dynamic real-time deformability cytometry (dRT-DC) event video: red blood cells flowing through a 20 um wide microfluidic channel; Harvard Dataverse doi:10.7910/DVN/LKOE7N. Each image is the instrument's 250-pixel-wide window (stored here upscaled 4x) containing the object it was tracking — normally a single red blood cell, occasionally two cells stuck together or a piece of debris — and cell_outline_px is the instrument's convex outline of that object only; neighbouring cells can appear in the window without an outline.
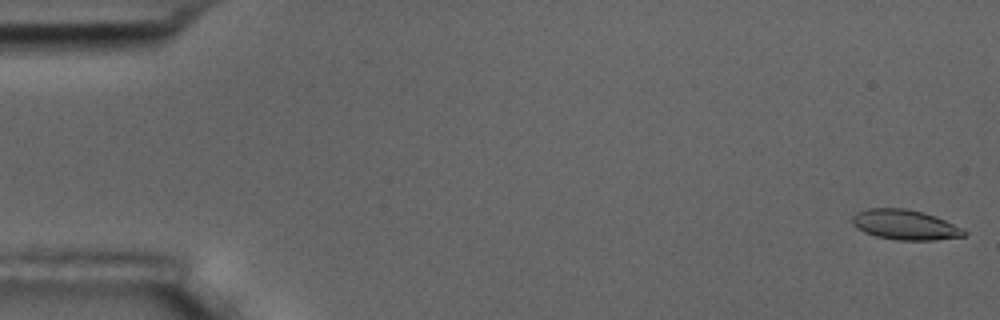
{"species": "common noctule bat (a hibernating species)", "species_latin": "Nyctalus noctula", "temperature_condition": "room temperature", "stored_images_in_passage": 56, "camera_frame_rate_fps": 3000, "um_per_image_px": 0.085, "animal": {"sex": "male", "body_mass_g": 17.5, "forearm_length_mm": 52.3}, "frame": {"image": 1, "passage_image": 1, "time_ms": 0.0, "image_size_px": [1000, 320], "cell_outline_px": [[968, 232], [964, 236], [936, 240], [896, 240], [876, 236], [864, 232], [856, 228], [852, 224], [852, 216], [856, 212], [868, 208], [904, 208], [924, 212], [936, 216]], "centroid_in_image_um": [76.89, 19.1], "position_along_channel_um": 8.1, "area_um2": 19.59}}
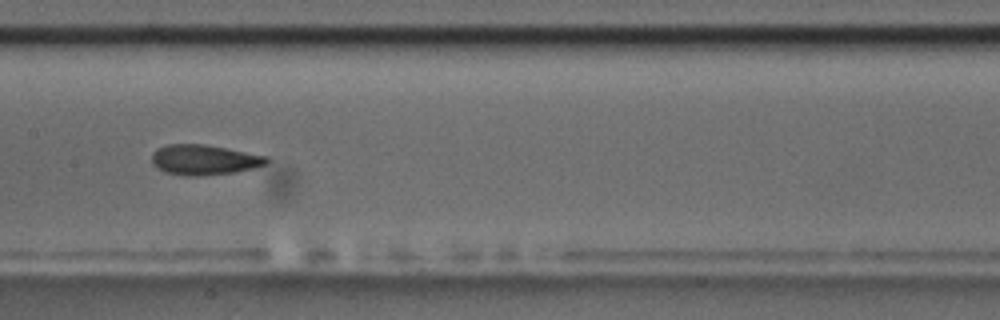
{"frame": {"image": 2, "passage_image": 28, "time_ms": 9.0, "image_size_px": [1000, 320], "cell_outline_px": [[268, 160], [264, 164], [252, 168], [236, 172], [196, 176], [184, 176], [164, 172], [152, 164], [152, 152], [156, 148], [168, 144], [204, 144], [268, 156]], "centroid_in_image_um": [17.3, 13.58], "position_along_channel_um": 190.1, "area_um2": 20.17}}
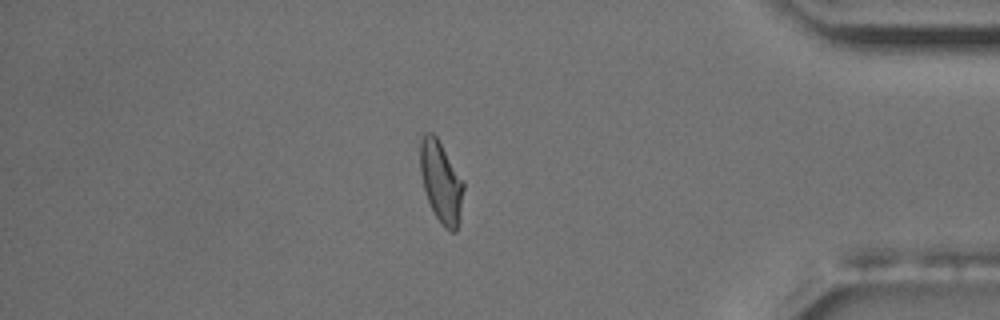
{"frame": {"image": 3, "passage_image": 48, "time_ms": 15.667, "image_size_px": [1000, 320], "cell_outline_px": [[464, 188], [460, 216], [456, 232], [452, 232], [444, 228], [436, 216], [428, 200], [424, 188], [420, 172], [420, 140], [428, 132], [432, 132], [436, 136], [464, 180]], "centroid_in_image_um": [37.5, 15.47], "position_along_channel_um": 397.7, "area_um2": 20.46}, "authors_computed_cell_mechanics": {"area_um2": 20.1722, "velocity_mm_per_s": 3.6151, "shape_relaxation_time_tau1_ms": 4.638, "shape_relaxation_time_tau2_ms": 1.1247, "deformation_change_tau1": 0.1609, "deformation_change_tau2": 0.0763}}